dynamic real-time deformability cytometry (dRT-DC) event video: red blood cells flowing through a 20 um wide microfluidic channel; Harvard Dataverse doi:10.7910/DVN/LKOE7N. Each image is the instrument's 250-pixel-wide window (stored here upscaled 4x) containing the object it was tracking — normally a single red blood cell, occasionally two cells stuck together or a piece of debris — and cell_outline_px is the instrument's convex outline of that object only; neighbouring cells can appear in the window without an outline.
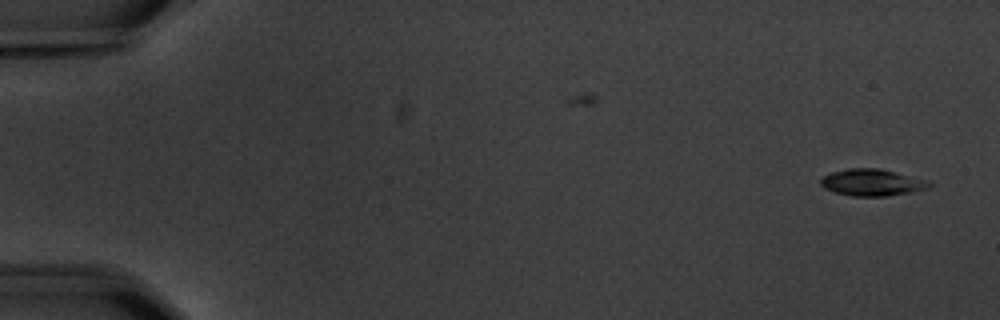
{"species": "common noctule bat (a hibernating species)", "species_latin": "Nyctalus noctula", "temperature_condition": "warm", "stored_images_in_passage": 2, "camera_frame_rate_fps": 3000, "um_per_image_px": 0.085, "animal": {"sex": "male", "body_mass_g": 20.1, "forearm_length_mm": 53.5}, "frame": {"image": 1, "passage_image": 2, "time_ms": 1.0, "image_size_px": [1000, 320], "cell_outline_px": [[932, 184], [928, 188], [912, 192], [884, 196], [852, 196], [836, 192], [824, 188], [820, 184], [820, 180], [824, 176], [832, 172], [848, 168], [880, 168], [924, 180]], "centroid_in_image_um": [74.08, 15.51], "position_along_channel_um": 10.9, "area_um2": 16.65}}